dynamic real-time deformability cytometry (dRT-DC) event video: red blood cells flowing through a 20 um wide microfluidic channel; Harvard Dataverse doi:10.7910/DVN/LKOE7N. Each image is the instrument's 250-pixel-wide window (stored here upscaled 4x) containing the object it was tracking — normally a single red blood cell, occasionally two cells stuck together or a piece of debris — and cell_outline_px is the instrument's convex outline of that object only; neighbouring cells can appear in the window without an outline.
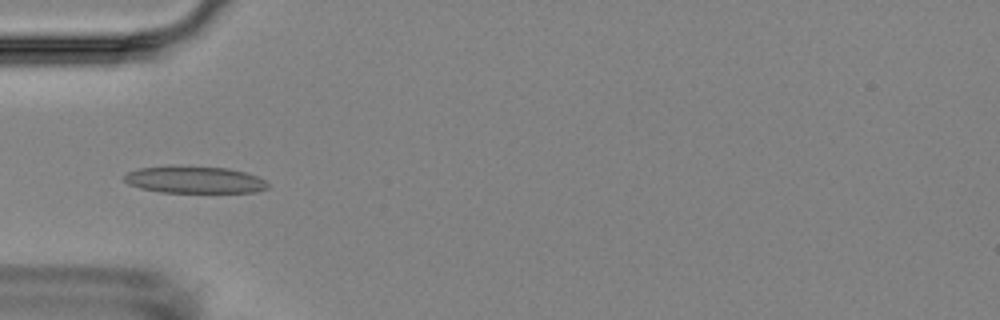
{"species": "Egyptian fruit bat (a non-hibernating species)", "species_latin": "Rousettus aegyptiacus", "temperature_condition": "room temperature", "stored_images_in_passage": 7, "camera_frame_rate_fps": 3000, "um_per_image_px": 0.085, "animal": {"sex": "female"}, "frame": {"image": 1, "passage_image": 5, "time_ms": 4.667, "image_size_px": [1000, 320], "cell_outline_px": [[268, 188], [256, 192], [160, 192], [140, 188], [128, 184], [124, 180], [124, 176], [128, 172], [140, 168], [228, 168], [244, 172], [256, 176], [264, 180], [268, 184]], "centroid_in_image_um": [16.56, 15.32], "position_along_channel_um": 68.4, "area_um2": 21.62}}